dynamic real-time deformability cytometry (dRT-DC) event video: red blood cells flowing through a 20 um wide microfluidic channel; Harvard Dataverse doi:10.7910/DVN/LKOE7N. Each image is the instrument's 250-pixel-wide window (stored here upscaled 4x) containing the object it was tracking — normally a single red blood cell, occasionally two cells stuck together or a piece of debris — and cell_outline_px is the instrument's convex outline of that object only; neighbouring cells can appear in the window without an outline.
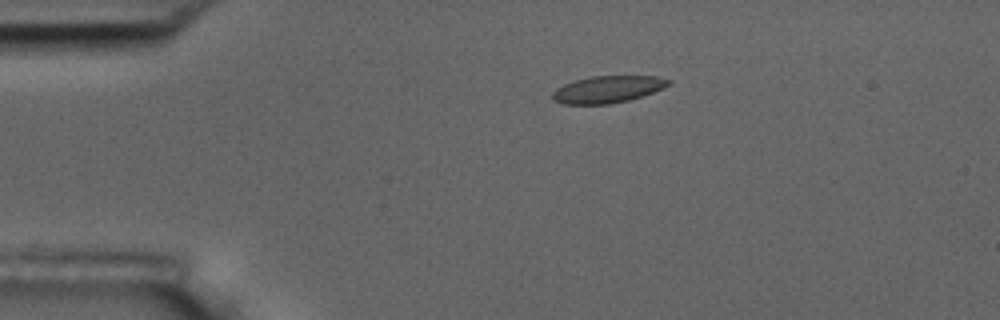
{"species": "common noctule bat (a hibernating species)", "species_latin": "Nyctalus noctula", "temperature_condition": "room temperature", "stored_images_in_passage": 15, "camera_frame_rate_fps": 3000, "um_per_image_px": 0.085, "animal": {"sex": "male", "body_mass_g": 17.5, "forearm_length_mm": 52.3}, "frame": {"image": 1, "passage_image": 3, "time_ms": 3.0, "image_size_px": [1000, 320], "cell_outline_px": [[672, 84], [652, 92], [628, 100], [608, 104], [564, 104], [552, 100], [552, 92], [556, 88], [564, 84], [576, 80], [592, 76], [656, 76], [672, 80]], "centroid_in_image_um": [51.64, 7.59], "position_along_channel_um": 33.4, "area_um2": 18.15}}
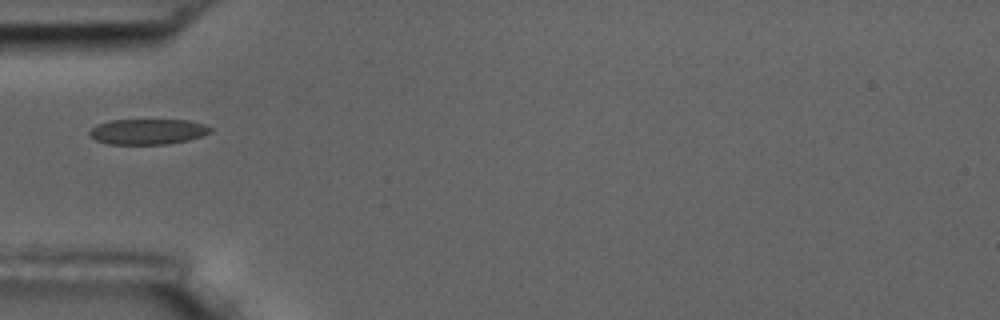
{"frame": {"image": 2, "passage_image": 5, "time_ms": 5.333, "image_size_px": [1000, 320], "cell_outline_px": [[212, 132], [204, 136], [188, 140], [168, 144], [108, 144], [96, 140], [88, 136], [88, 132], [96, 124], [108, 120], [188, 120], [204, 124], [212, 128]], "centroid_in_image_um": [12.55, 11.19], "position_along_channel_um": 72.4, "area_um2": 18.21}}
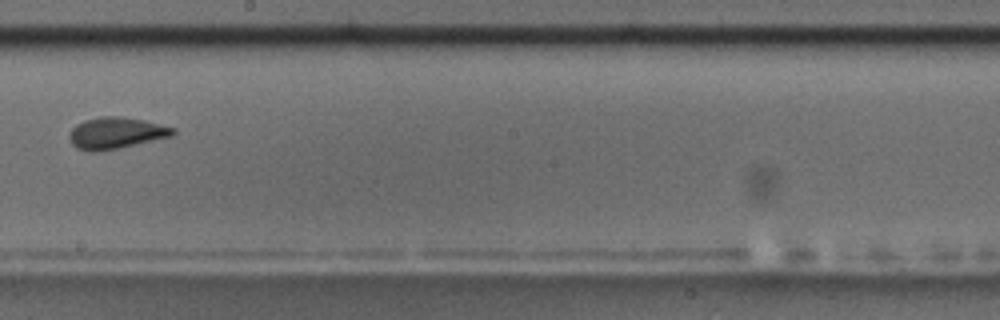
{"frame": {"image": 3, "passage_image": 9, "time_ms": 10.0, "image_size_px": [1000, 320], "cell_outline_px": [[176, 132], [172, 136], [120, 148], [96, 152], [92, 152], [76, 148], [72, 144], [68, 136], [72, 128], [76, 124], [84, 120], [100, 116], [120, 116], [144, 120], [176, 128]], "centroid_in_image_um": [9.85, 11.31], "position_along_channel_um": 238.3, "area_um2": 19.19}, "authors_computed_cell_mechanics": {"area_um2": 18.496, "velocity_mm_per_s": 3.5633, "shape_relaxation_time_tau1_ms": 3.3442, "shape_relaxation_time_tau2_ms": 1.1757, "deformation_change_tau1": 0.1265, "deformation_change_tau2": 0.0694}}